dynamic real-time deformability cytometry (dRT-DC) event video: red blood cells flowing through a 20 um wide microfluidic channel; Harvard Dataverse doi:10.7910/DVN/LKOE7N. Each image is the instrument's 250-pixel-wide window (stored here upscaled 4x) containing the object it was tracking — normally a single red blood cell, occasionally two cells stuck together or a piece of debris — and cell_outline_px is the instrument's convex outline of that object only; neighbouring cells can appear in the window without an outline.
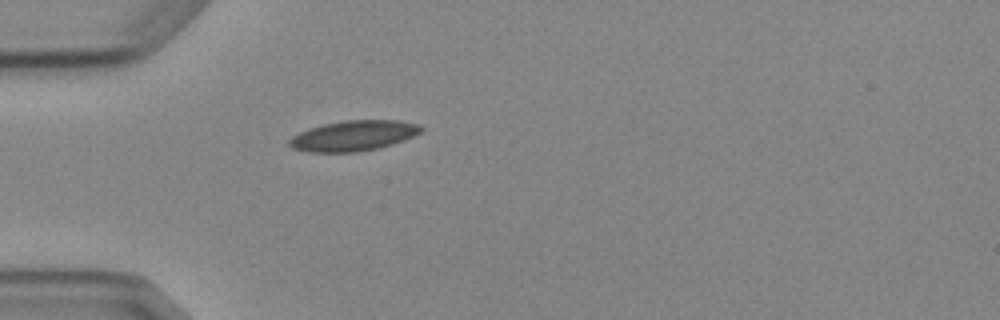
{"species": "Egyptian fruit bat (a non-hibernating species)", "species_latin": "Rousettus aegyptiacus", "temperature_condition": "cold", "stored_images_in_passage": 1, "camera_frame_rate_fps": 3000, "um_per_image_px": 0.085, "animal": {"sex": "female"}, "frame": {"image": 1, "passage_image": 1, "time_ms": 0.0, "image_size_px": [1000, 320], "cell_outline_px": [[424, 128], [420, 132], [404, 140], [392, 144], [376, 148], [356, 152], [308, 152], [292, 148], [288, 144], [288, 140], [292, 136], [308, 128], [324, 124], [344, 120], [400, 120], [420, 124]], "centroid_in_image_um": [30.04, 11.53], "position_along_channel_um": 55.0, "area_um2": 23.35}}